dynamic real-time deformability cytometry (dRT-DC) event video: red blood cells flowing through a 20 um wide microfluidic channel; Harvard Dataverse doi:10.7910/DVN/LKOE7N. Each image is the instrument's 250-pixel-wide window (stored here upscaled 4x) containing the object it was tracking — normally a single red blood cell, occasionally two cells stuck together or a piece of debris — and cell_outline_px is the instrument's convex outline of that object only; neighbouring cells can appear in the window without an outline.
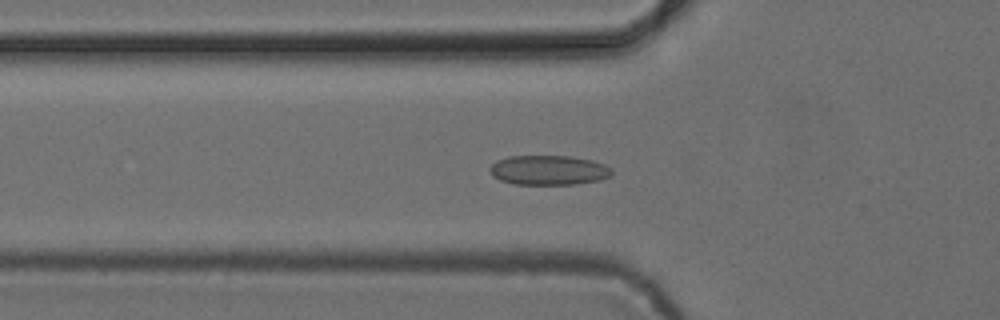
{"species": "common noctule bat (a hibernating species)", "species_latin": "Nyctalus noctula", "temperature_condition": "cold", "stored_images_in_passage": 52, "camera_frame_rate_fps": 3000, "um_per_image_px": 0.085, "animal": {"sex": "female", "body_mass_g": 24.6, "forearm_length_mm": 56.2}, "frame": {"image": 1, "passage_image": 17, "time_ms": 5.333, "image_size_px": [1000, 320], "cell_outline_px": [[612, 176], [600, 180], [576, 184], [516, 184], [500, 180], [492, 176], [488, 168], [496, 160], [508, 156], [572, 156], [592, 160], [604, 164], [612, 168]], "centroid_in_image_um": [46.64, 14.46], "position_along_channel_um": 79.2, "area_um2": 21.27}}
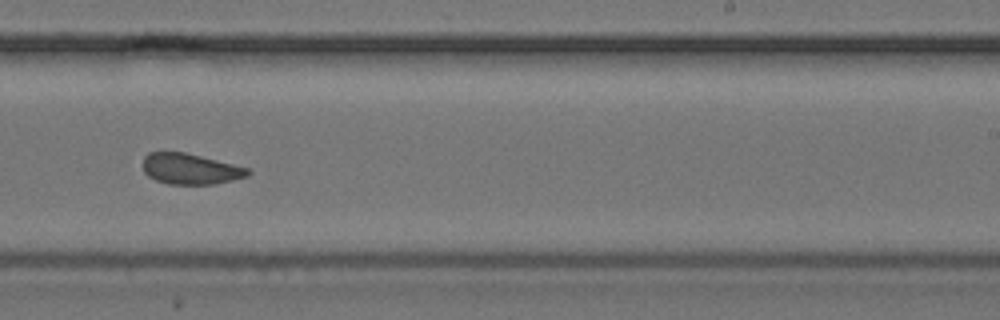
{"frame": {"image": 2, "passage_image": 32, "time_ms": 10.333, "image_size_px": [1000, 320], "cell_outline_px": [[252, 172], [248, 176], [232, 180], [212, 184], [168, 184], [156, 180], [148, 176], [144, 172], [144, 156], [148, 152], [184, 152], [248, 168]], "centroid_in_image_um": [16.17, 14.36], "position_along_channel_um": 272.8, "area_um2": 18.61}}
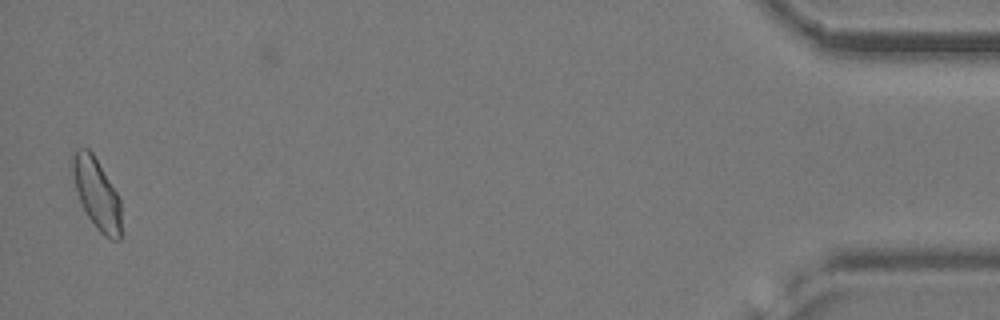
{"frame": {"image": 3, "passage_image": 51, "time_ms": 16.667, "image_size_px": [1000, 320], "cell_outline_px": [[124, 236], [120, 240], [112, 240], [104, 236], [96, 228], [88, 216], [76, 192], [68, 172], [68, 160], [72, 152], [76, 148], [88, 148], [92, 152], [116, 192], [120, 200]], "centroid_in_image_um": [8.18, 16.45], "position_along_channel_um": 427.0, "area_um2": 21.15}, "authors_computed_cell_mechanics": {"area_um2": 19.9121, "velocity_mm_per_s": 3.8672, "shape_relaxation_time_tau1_ms": 10.9284, "shape_relaxation_time_tau2_ms": 1.4663, "deformation_change_tau1": 0.1449, "deformation_change_tau2": 0.0758}}